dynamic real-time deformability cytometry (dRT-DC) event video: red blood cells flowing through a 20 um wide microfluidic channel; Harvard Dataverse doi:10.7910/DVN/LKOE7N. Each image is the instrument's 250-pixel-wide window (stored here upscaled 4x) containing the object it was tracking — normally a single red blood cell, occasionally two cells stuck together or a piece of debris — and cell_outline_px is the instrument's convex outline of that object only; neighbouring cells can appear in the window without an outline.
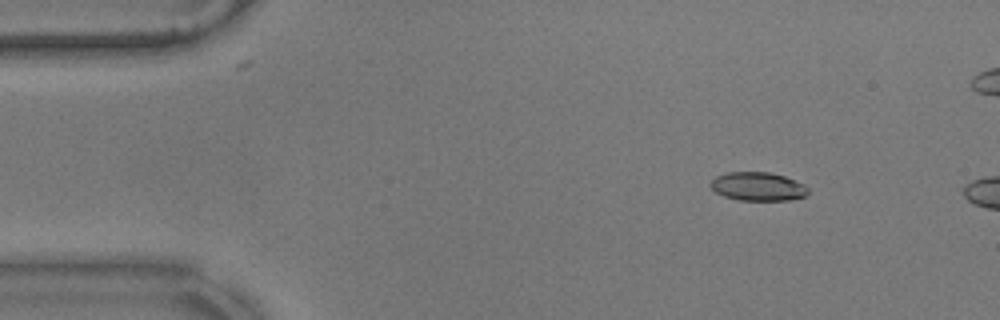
{"species": "common noctule bat (a hibernating species)", "species_latin": "Nyctalus noctula", "temperature_condition": "warm", "stored_images_in_passage": 7, "camera_frame_rate_fps": 3000, "um_per_image_px": 0.085, "animal": {"sex": "male", "body_mass_g": 17.9}, "frame": {"image": 1, "passage_image": 1, "time_ms": 0.0, "image_size_px": [1000, 320], "cell_outline_px": [[808, 192], [804, 196], [788, 200], [740, 200], [724, 196], [716, 192], [708, 184], [716, 176], [728, 172], [768, 172], [784, 176], [804, 184], [808, 188]], "centroid_in_image_um": [64.4, 15.85], "position_along_channel_um": 20.6, "area_um2": 16.13}}